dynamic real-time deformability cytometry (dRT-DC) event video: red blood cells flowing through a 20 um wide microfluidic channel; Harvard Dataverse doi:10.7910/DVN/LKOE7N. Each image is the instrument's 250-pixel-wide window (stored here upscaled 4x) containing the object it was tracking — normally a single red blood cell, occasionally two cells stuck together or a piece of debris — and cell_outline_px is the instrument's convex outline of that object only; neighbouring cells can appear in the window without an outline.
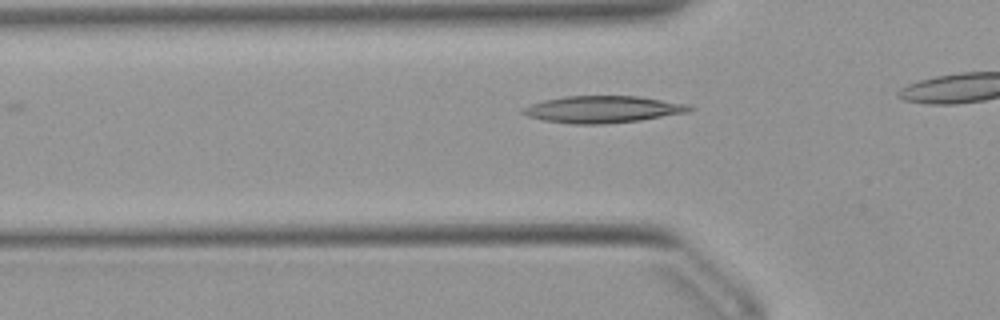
{"species": "Egyptian fruit bat (a non-hibernating species)", "species_latin": "Rousettus aegyptiacus", "temperature_condition": "warm", "stored_images_in_passage": 25, "camera_frame_rate_fps": 3000, "um_per_image_px": 0.085, "animal": {"sex": "female"}, "frame": {"image": 1, "passage_image": 3, "time_ms": 0.667, "image_size_px": [1000, 320], "cell_outline_px": [[696, 108], [688, 112], [640, 120], [604, 124], [572, 124], [544, 120], [528, 116], [520, 112], [520, 108], [528, 104], [544, 100], [564, 96], [636, 96], [688, 104]], "centroid_in_image_um": [51.19, 9.29], "position_along_channel_um": 74.6, "area_um2": 26.18}}
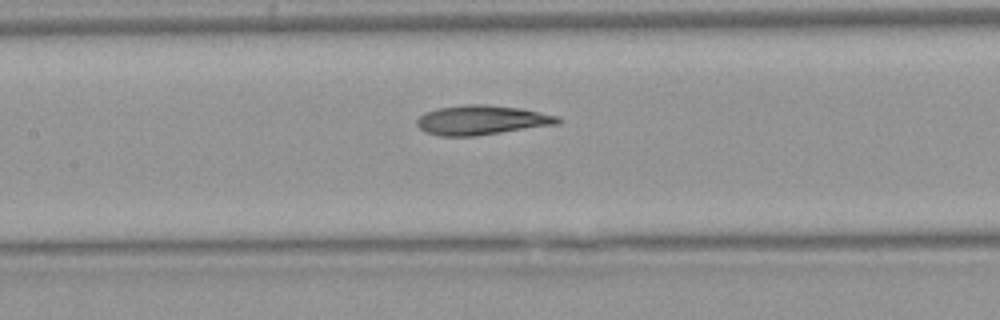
{"frame": {"image": 2, "passage_image": 10, "time_ms": 3.0, "image_size_px": [1000, 320], "cell_outline_px": [[564, 120], [560, 124], [476, 136], [440, 136], [424, 132], [416, 124], [416, 120], [424, 112], [436, 108], [464, 104], [484, 104], [520, 108], [560, 116]], "centroid_in_image_um": [40.96, 10.21], "position_along_channel_um": 166.4, "area_um2": 24.62}}
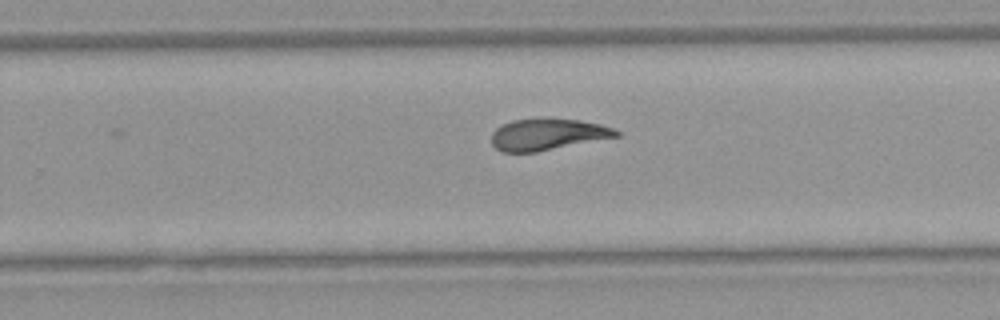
{"frame": {"image": 3, "passage_image": 19, "time_ms": 6.0, "image_size_px": [1000, 320], "cell_outline_px": [[620, 136], [536, 152], [500, 152], [492, 144], [492, 132], [496, 128], [512, 120], [580, 120], [600, 124], [616, 128], [620, 132]], "centroid_in_image_um": [46.57, 11.45], "position_along_channel_um": 283.2, "area_um2": 22.48}, "authors_computed_cell_mechanics": {"area_um2": 23.9292, "velocity_mm_per_s": 3.9168, "shape_relaxation_time_tau1_ms": null, "shape_relaxation_time_tau2_ms": 2.0809, "deformation_change_tau1": null, "deformation_change_tau2": 0.0851}}